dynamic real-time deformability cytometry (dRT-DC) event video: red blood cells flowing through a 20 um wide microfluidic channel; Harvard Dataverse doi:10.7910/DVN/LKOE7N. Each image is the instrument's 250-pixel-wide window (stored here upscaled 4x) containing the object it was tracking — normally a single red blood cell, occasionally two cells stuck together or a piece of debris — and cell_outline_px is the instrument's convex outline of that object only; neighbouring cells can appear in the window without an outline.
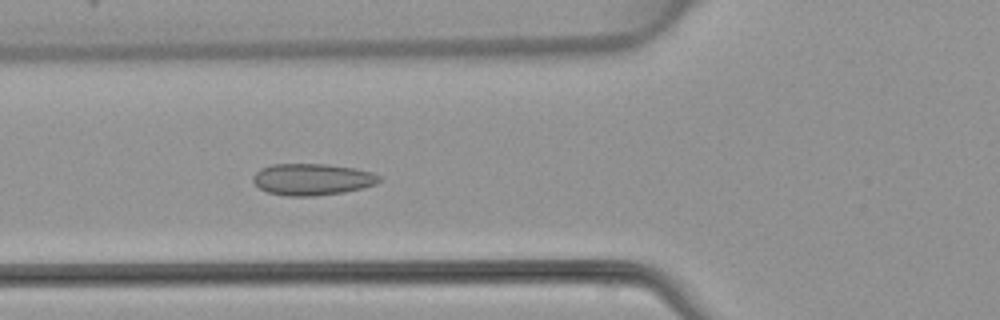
{"species": "common noctule bat (a hibernating species)", "species_latin": "Nyctalus noctula", "temperature_condition": "warm", "stored_images_in_passage": 4, "camera_frame_rate_fps": 3000, "um_per_image_px": 0.085, "animal": {"sex": "female", "body_mass_g": 22.7, "forearm_length_mm": 54.2}, "frame": {"image": 1, "passage_image": 4, "time_ms": 3.667, "image_size_px": [1000, 320], "cell_outline_px": [[380, 180], [376, 184], [344, 192], [316, 196], [288, 196], [268, 192], [260, 188], [252, 180], [252, 176], [260, 168], [272, 164], [328, 164], [356, 168], [372, 172], [380, 176]], "centroid_in_image_um": [26.53, 15.24], "position_along_channel_um": 99.3, "area_um2": 23.29}}